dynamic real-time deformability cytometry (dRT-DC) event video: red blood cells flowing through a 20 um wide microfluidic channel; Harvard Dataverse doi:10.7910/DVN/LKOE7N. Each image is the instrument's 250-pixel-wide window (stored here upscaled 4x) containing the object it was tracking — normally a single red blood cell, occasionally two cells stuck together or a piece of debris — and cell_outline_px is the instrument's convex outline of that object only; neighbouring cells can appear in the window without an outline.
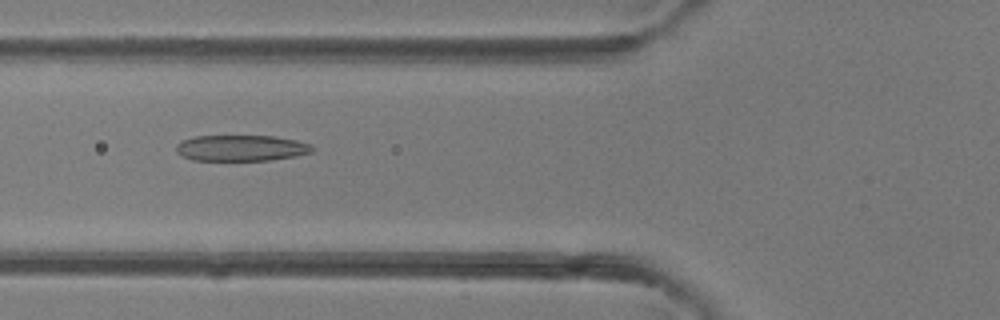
{"species": "common noctule bat (a hibernating species)", "species_latin": "Nyctalus noctula", "temperature_condition": "room temperature", "stored_images_in_passage": 4, "camera_frame_rate_fps": 3000, "um_per_image_px": 0.085, "animal": {"sex": "female"}, "frame": {"image": 1, "passage_image": 3, "time_ms": 2.333, "image_size_px": [1000, 320], "cell_outline_px": [[312, 152], [296, 156], [272, 160], [192, 160], [176, 152], [176, 144], [184, 140], [196, 136], [272, 136], [296, 140], [312, 144]], "centroid_in_image_um": [20.52, 12.58], "position_along_channel_um": 105.3, "area_um2": 20.52}}
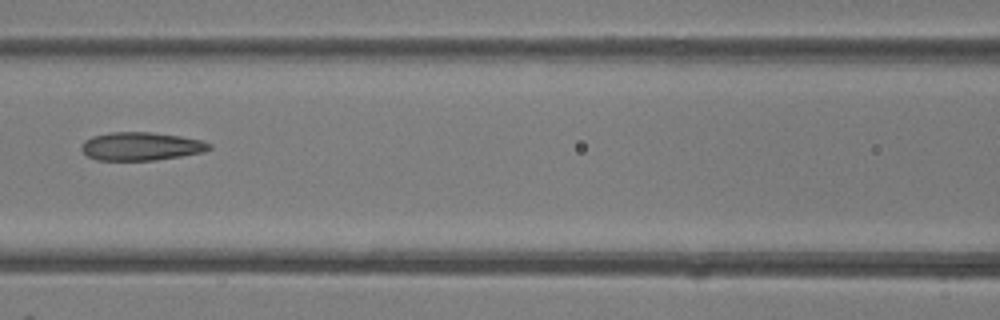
{"frame": {"image": 2, "passage_image": 4, "time_ms": 3.333, "image_size_px": [1000, 320], "cell_outline_px": [[212, 148], [204, 152], [156, 160], [96, 160], [88, 156], [80, 148], [84, 140], [92, 136], [112, 132], [152, 132], [180, 136], [200, 140], [212, 144]], "centroid_in_image_um": [11.99, 12.43], "position_along_channel_um": 154.6, "area_um2": 21.04}}